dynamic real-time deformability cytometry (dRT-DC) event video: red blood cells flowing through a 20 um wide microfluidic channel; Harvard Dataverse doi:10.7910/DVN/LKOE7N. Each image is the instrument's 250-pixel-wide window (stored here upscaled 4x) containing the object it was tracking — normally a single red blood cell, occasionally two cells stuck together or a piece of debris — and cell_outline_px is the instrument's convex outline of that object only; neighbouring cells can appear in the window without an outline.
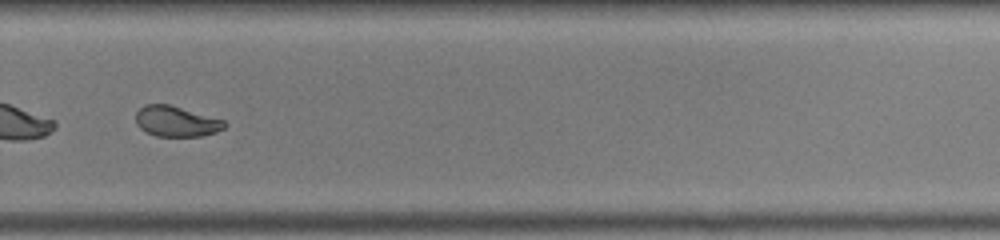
{"species": "common noctule bat (a hibernating species)", "species_latin": "Nyctalus noctula", "temperature_condition": "warm", "stored_images_in_passage": 50, "camera_frame_rate_fps": 3000, "um_per_image_px": 0.085, "animal": {"sex": "male", "body_mass_g": 19.0, "forearm_length_mm": 50.8}, "frame": {"image": 1, "passage_image": 36, "time_ms": 11.667, "image_size_px": [1000, 240], "cell_outline_px": [[228, 124], [224, 128], [216, 132], [200, 136], [156, 136], [140, 128], [136, 124], [136, 112], [144, 104], [168, 104], [224, 120]], "centroid_in_image_um": [14.97, 10.31], "position_along_channel_um": 314.8, "area_um2": 15.66}, "authors_computed_cell_mechanics": {"area_um2": 18.4382, "velocity_mm_per_s": 4.0061, "shape_relaxation_time_tau1_ms": 6.5562, "shape_relaxation_time_tau2_ms": 1.5844, "deformation_change_tau1": 0.1632, "deformation_change_tau2": 0.0585}}